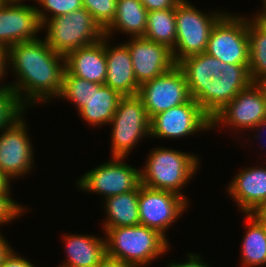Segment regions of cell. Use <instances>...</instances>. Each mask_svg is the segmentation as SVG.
<instances>
[{
    "label": "cell",
    "mask_w": 266,
    "mask_h": 267,
    "mask_svg": "<svg viewBox=\"0 0 266 267\" xmlns=\"http://www.w3.org/2000/svg\"><path fill=\"white\" fill-rule=\"evenodd\" d=\"M7 62L17 74L15 84L12 82L8 86L24 107L59 96L65 56L53 51L44 39L19 42L9 47Z\"/></svg>",
    "instance_id": "obj_1"
},
{
    "label": "cell",
    "mask_w": 266,
    "mask_h": 267,
    "mask_svg": "<svg viewBox=\"0 0 266 267\" xmlns=\"http://www.w3.org/2000/svg\"><path fill=\"white\" fill-rule=\"evenodd\" d=\"M105 236L106 254L131 267L147 266L170 247L157 230L141 224L109 228Z\"/></svg>",
    "instance_id": "obj_2"
},
{
    "label": "cell",
    "mask_w": 266,
    "mask_h": 267,
    "mask_svg": "<svg viewBox=\"0 0 266 267\" xmlns=\"http://www.w3.org/2000/svg\"><path fill=\"white\" fill-rule=\"evenodd\" d=\"M199 158L195 154L174 149L154 148L140 170L141 185L167 190L184 197L182 189L198 171Z\"/></svg>",
    "instance_id": "obj_3"
},
{
    "label": "cell",
    "mask_w": 266,
    "mask_h": 267,
    "mask_svg": "<svg viewBox=\"0 0 266 267\" xmlns=\"http://www.w3.org/2000/svg\"><path fill=\"white\" fill-rule=\"evenodd\" d=\"M43 27L47 31L44 40L48 46L63 56L104 37V30L84 7L70 14L48 19L42 24Z\"/></svg>",
    "instance_id": "obj_4"
},
{
    "label": "cell",
    "mask_w": 266,
    "mask_h": 267,
    "mask_svg": "<svg viewBox=\"0 0 266 267\" xmlns=\"http://www.w3.org/2000/svg\"><path fill=\"white\" fill-rule=\"evenodd\" d=\"M225 13H204L187 0H182L175 8L176 43L172 50L174 62L206 52L212 28Z\"/></svg>",
    "instance_id": "obj_5"
},
{
    "label": "cell",
    "mask_w": 266,
    "mask_h": 267,
    "mask_svg": "<svg viewBox=\"0 0 266 267\" xmlns=\"http://www.w3.org/2000/svg\"><path fill=\"white\" fill-rule=\"evenodd\" d=\"M109 124L113 125L112 157H128L138 140L150 137V118L138 95L123 96Z\"/></svg>",
    "instance_id": "obj_6"
},
{
    "label": "cell",
    "mask_w": 266,
    "mask_h": 267,
    "mask_svg": "<svg viewBox=\"0 0 266 267\" xmlns=\"http://www.w3.org/2000/svg\"><path fill=\"white\" fill-rule=\"evenodd\" d=\"M206 53L228 64H249L247 19L226 12L212 28Z\"/></svg>",
    "instance_id": "obj_7"
},
{
    "label": "cell",
    "mask_w": 266,
    "mask_h": 267,
    "mask_svg": "<svg viewBox=\"0 0 266 267\" xmlns=\"http://www.w3.org/2000/svg\"><path fill=\"white\" fill-rule=\"evenodd\" d=\"M91 171L83 174L77 187L83 191L103 194L106 198L135 190L141 184L140 168L129 166L125 157H111ZM123 160V161H122Z\"/></svg>",
    "instance_id": "obj_8"
},
{
    "label": "cell",
    "mask_w": 266,
    "mask_h": 267,
    "mask_svg": "<svg viewBox=\"0 0 266 267\" xmlns=\"http://www.w3.org/2000/svg\"><path fill=\"white\" fill-rule=\"evenodd\" d=\"M263 119H266V85L252 82L211 119V127L222 123L239 132L254 128Z\"/></svg>",
    "instance_id": "obj_9"
},
{
    "label": "cell",
    "mask_w": 266,
    "mask_h": 267,
    "mask_svg": "<svg viewBox=\"0 0 266 267\" xmlns=\"http://www.w3.org/2000/svg\"><path fill=\"white\" fill-rule=\"evenodd\" d=\"M188 199L167 190L139 185L140 224L157 230L166 238V230L175 223L188 206Z\"/></svg>",
    "instance_id": "obj_10"
},
{
    "label": "cell",
    "mask_w": 266,
    "mask_h": 267,
    "mask_svg": "<svg viewBox=\"0 0 266 267\" xmlns=\"http://www.w3.org/2000/svg\"><path fill=\"white\" fill-rule=\"evenodd\" d=\"M138 96L150 119L191 99L185 75L177 64L159 77L142 84Z\"/></svg>",
    "instance_id": "obj_11"
},
{
    "label": "cell",
    "mask_w": 266,
    "mask_h": 267,
    "mask_svg": "<svg viewBox=\"0 0 266 267\" xmlns=\"http://www.w3.org/2000/svg\"><path fill=\"white\" fill-rule=\"evenodd\" d=\"M210 128L211 119L193 98L150 119V137L153 138H183Z\"/></svg>",
    "instance_id": "obj_12"
},
{
    "label": "cell",
    "mask_w": 266,
    "mask_h": 267,
    "mask_svg": "<svg viewBox=\"0 0 266 267\" xmlns=\"http://www.w3.org/2000/svg\"><path fill=\"white\" fill-rule=\"evenodd\" d=\"M23 117L18 118L0 135V171L10 181L27 174L32 169L33 145L27 132Z\"/></svg>",
    "instance_id": "obj_13"
},
{
    "label": "cell",
    "mask_w": 266,
    "mask_h": 267,
    "mask_svg": "<svg viewBox=\"0 0 266 267\" xmlns=\"http://www.w3.org/2000/svg\"><path fill=\"white\" fill-rule=\"evenodd\" d=\"M41 29L36 6L0 3V47L8 49L19 42L35 40Z\"/></svg>",
    "instance_id": "obj_14"
},
{
    "label": "cell",
    "mask_w": 266,
    "mask_h": 267,
    "mask_svg": "<svg viewBox=\"0 0 266 267\" xmlns=\"http://www.w3.org/2000/svg\"><path fill=\"white\" fill-rule=\"evenodd\" d=\"M125 44L130 51L134 75L139 86L159 77L176 65L172 50L166 45L144 37H132Z\"/></svg>",
    "instance_id": "obj_15"
},
{
    "label": "cell",
    "mask_w": 266,
    "mask_h": 267,
    "mask_svg": "<svg viewBox=\"0 0 266 267\" xmlns=\"http://www.w3.org/2000/svg\"><path fill=\"white\" fill-rule=\"evenodd\" d=\"M228 194L244 214H253L266 200V168L246 167L228 184Z\"/></svg>",
    "instance_id": "obj_16"
},
{
    "label": "cell",
    "mask_w": 266,
    "mask_h": 267,
    "mask_svg": "<svg viewBox=\"0 0 266 267\" xmlns=\"http://www.w3.org/2000/svg\"><path fill=\"white\" fill-rule=\"evenodd\" d=\"M65 70L78 78L104 85L107 73L105 36L96 43L69 52L65 56Z\"/></svg>",
    "instance_id": "obj_17"
},
{
    "label": "cell",
    "mask_w": 266,
    "mask_h": 267,
    "mask_svg": "<svg viewBox=\"0 0 266 267\" xmlns=\"http://www.w3.org/2000/svg\"><path fill=\"white\" fill-rule=\"evenodd\" d=\"M107 39L109 38L105 36L107 73L104 85L118 91L122 96L138 95L140 86L134 75L127 45L120 43L118 46L109 47Z\"/></svg>",
    "instance_id": "obj_18"
},
{
    "label": "cell",
    "mask_w": 266,
    "mask_h": 267,
    "mask_svg": "<svg viewBox=\"0 0 266 267\" xmlns=\"http://www.w3.org/2000/svg\"><path fill=\"white\" fill-rule=\"evenodd\" d=\"M177 65L183 71L190 96L194 99L211 79L220 77L222 61L204 52L187 56Z\"/></svg>",
    "instance_id": "obj_19"
},
{
    "label": "cell",
    "mask_w": 266,
    "mask_h": 267,
    "mask_svg": "<svg viewBox=\"0 0 266 267\" xmlns=\"http://www.w3.org/2000/svg\"><path fill=\"white\" fill-rule=\"evenodd\" d=\"M67 262L60 267H96L106 255L105 238L87 235H64Z\"/></svg>",
    "instance_id": "obj_20"
},
{
    "label": "cell",
    "mask_w": 266,
    "mask_h": 267,
    "mask_svg": "<svg viewBox=\"0 0 266 267\" xmlns=\"http://www.w3.org/2000/svg\"><path fill=\"white\" fill-rule=\"evenodd\" d=\"M122 97L106 85L91 82V96L79 114L90 125H106L111 122Z\"/></svg>",
    "instance_id": "obj_21"
},
{
    "label": "cell",
    "mask_w": 266,
    "mask_h": 267,
    "mask_svg": "<svg viewBox=\"0 0 266 267\" xmlns=\"http://www.w3.org/2000/svg\"><path fill=\"white\" fill-rule=\"evenodd\" d=\"M148 11L140 0H117L115 18L104 30V36L110 37L111 32L120 30L132 37H143L147 25Z\"/></svg>",
    "instance_id": "obj_22"
},
{
    "label": "cell",
    "mask_w": 266,
    "mask_h": 267,
    "mask_svg": "<svg viewBox=\"0 0 266 267\" xmlns=\"http://www.w3.org/2000/svg\"><path fill=\"white\" fill-rule=\"evenodd\" d=\"M139 186L130 192L111 196L104 200L107 218L103 225L105 232L109 228L135 226L140 224Z\"/></svg>",
    "instance_id": "obj_23"
},
{
    "label": "cell",
    "mask_w": 266,
    "mask_h": 267,
    "mask_svg": "<svg viewBox=\"0 0 266 267\" xmlns=\"http://www.w3.org/2000/svg\"><path fill=\"white\" fill-rule=\"evenodd\" d=\"M250 84H226L222 79L213 78L207 86L194 98L204 113L212 119L243 89Z\"/></svg>",
    "instance_id": "obj_24"
},
{
    "label": "cell",
    "mask_w": 266,
    "mask_h": 267,
    "mask_svg": "<svg viewBox=\"0 0 266 267\" xmlns=\"http://www.w3.org/2000/svg\"><path fill=\"white\" fill-rule=\"evenodd\" d=\"M248 222L242 241L241 262L245 267L266 265V223L254 214H245Z\"/></svg>",
    "instance_id": "obj_25"
},
{
    "label": "cell",
    "mask_w": 266,
    "mask_h": 267,
    "mask_svg": "<svg viewBox=\"0 0 266 267\" xmlns=\"http://www.w3.org/2000/svg\"><path fill=\"white\" fill-rule=\"evenodd\" d=\"M247 18L249 73L252 82H266V23Z\"/></svg>",
    "instance_id": "obj_26"
},
{
    "label": "cell",
    "mask_w": 266,
    "mask_h": 267,
    "mask_svg": "<svg viewBox=\"0 0 266 267\" xmlns=\"http://www.w3.org/2000/svg\"><path fill=\"white\" fill-rule=\"evenodd\" d=\"M143 37L173 50L176 43L175 8L149 11Z\"/></svg>",
    "instance_id": "obj_27"
},
{
    "label": "cell",
    "mask_w": 266,
    "mask_h": 267,
    "mask_svg": "<svg viewBox=\"0 0 266 267\" xmlns=\"http://www.w3.org/2000/svg\"><path fill=\"white\" fill-rule=\"evenodd\" d=\"M91 96V82L63 72L62 88L57 98H66L73 102L78 112L86 105Z\"/></svg>",
    "instance_id": "obj_28"
},
{
    "label": "cell",
    "mask_w": 266,
    "mask_h": 267,
    "mask_svg": "<svg viewBox=\"0 0 266 267\" xmlns=\"http://www.w3.org/2000/svg\"><path fill=\"white\" fill-rule=\"evenodd\" d=\"M25 107L20 103L15 92L8 86L0 89V131L10 127L20 118Z\"/></svg>",
    "instance_id": "obj_29"
},
{
    "label": "cell",
    "mask_w": 266,
    "mask_h": 267,
    "mask_svg": "<svg viewBox=\"0 0 266 267\" xmlns=\"http://www.w3.org/2000/svg\"><path fill=\"white\" fill-rule=\"evenodd\" d=\"M36 2L39 6H41L39 8L36 7V12L41 25L48 19H52L63 14H70L83 8L82 0H36ZM47 11L48 15L45 13ZM49 12H51V15Z\"/></svg>",
    "instance_id": "obj_30"
},
{
    "label": "cell",
    "mask_w": 266,
    "mask_h": 267,
    "mask_svg": "<svg viewBox=\"0 0 266 267\" xmlns=\"http://www.w3.org/2000/svg\"><path fill=\"white\" fill-rule=\"evenodd\" d=\"M117 0H82L83 7L105 30L115 18Z\"/></svg>",
    "instance_id": "obj_31"
},
{
    "label": "cell",
    "mask_w": 266,
    "mask_h": 267,
    "mask_svg": "<svg viewBox=\"0 0 266 267\" xmlns=\"http://www.w3.org/2000/svg\"><path fill=\"white\" fill-rule=\"evenodd\" d=\"M249 64H228L222 62L220 78L226 84H251Z\"/></svg>",
    "instance_id": "obj_32"
},
{
    "label": "cell",
    "mask_w": 266,
    "mask_h": 267,
    "mask_svg": "<svg viewBox=\"0 0 266 267\" xmlns=\"http://www.w3.org/2000/svg\"><path fill=\"white\" fill-rule=\"evenodd\" d=\"M10 195V193H0V226L19 217L25 210V207L10 198Z\"/></svg>",
    "instance_id": "obj_33"
},
{
    "label": "cell",
    "mask_w": 266,
    "mask_h": 267,
    "mask_svg": "<svg viewBox=\"0 0 266 267\" xmlns=\"http://www.w3.org/2000/svg\"><path fill=\"white\" fill-rule=\"evenodd\" d=\"M142 5L149 11H159L170 8H176V6L182 0H140Z\"/></svg>",
    "instance_id": "obj_34"
},
{
    "label": "cell",
    "mask_w": 266,
    "mask_h": 267,
    "mask_svg": "<svg viewBox=\"0 0 266 267\" xmlns=\"http://www.w3.org/2000/svg\"><path fill=\"white\" fill-rule=\"evenodd\" d=\"M1 267H36L29 260L18 256L12 249L11 252L5 257Z\"/></svg>",
    "instance_id": "obj_35"
},
{
    "label": "cell",
    "mask_w": 266,
    "mask_h": 267,
    "mask_svg": "<svg viewBox=\"0 0 266 267\" xmlns=\"http://www.w3.org/2000/svg\"><path fill=\"white\" fill-rule=\"evenodd\" d=\"M188 255V260L186 262H181V263H169V266L166 267H210L206 263H204L201 260L200 255L194 254V253H189Z\"/></svg>",
    "instance_id": "obj_36"
},
{
    "label": "cell",
    "mask_w": 266,
    "mask_h": 267,
    "mask_svg": "<svg viewBox=\"0 0 266 267\" xmlns=\"http://www.w3.org/2000/svg\"><path fill=\"white\" fill-rule=\"evenodd\" d=\"M96 267H131L123 261L108 256L107 254L100 260Z\"/></svg>",
    "instance_id": "obj_37"
},
{
    "label": "cell",
    "mask_w": 266,
    "mask_h": 267,
    "mask_svg": "<svg viewBox=\"0 0 266 267\" xmlns=\"http://www.w3.org/2000/svg\"><path fill=\"white\" fill-rule=\"evenodd\" d=\"M6 67H8L7 49L0 47V81L6 75V71H8ZM6 87H8V84L1 86L0 89Z\"/></svg>",
    "instance_id": "obj_38"
},
{
    "label": "cell",
    "mask_w": 266,
    "mask_h": 267,
    "mask_svg": "<svg viewBox=\"0 0 266 267\" xmlns=\"http://www.w3.org/2000/svg\"><path fill=\"white\" fill-rule=\"evenodd\" d=\"M11 246L8 241L0 234V267L3 264L5 257L11 252Z\"/></svg>",
    "instance_id": "obj_39"
},
{
    "label": "cell",
    "mask_w": 266,
    "mask_h": 267,
    "mask_svg": "<svg viewBox=\"0 0 266 267\" xmlns=\"http://www.w3.org/2000/svg\"><path fill=\"white\" fill-rule=\"evenodd\" d=\"M10 179L0 171V193H11Z\"/></svg>",
    "instance_id": "obj_40"
},
{
    "label": "cell",
    "mask_w": 266,
    "mask_h": 267,
    "mask_svg": "<svg viewBox=\"0 0 266 267\" xmlns=\"http://www.w3.org/2000/svg\"><path fill=\"white\" fill-rule=\"evenodd\" d=\"M260 221L266 223V200L261 206L253 213Z\"/></svg>",
    "instance_id": "obj_41"
},
{
    "label": "cell",
    "mask_w": 266,
    "mask_h": 267,
    "mask_svg": "<svg viewBox=\"0 0 266 267\" xmlns=\"http://www.w3.org/2000/svg\"><path fill=\"white\" fill-rule=\"evenodd\" d=\"M255 18L259 21L266 22V0H263V9L260 13L255 14Z\"/></svg>",
    "instance_id": "obj_42"
},
{
    "label": "cell",
    "mask_w": 266,
    "mask_h": 267,
    "mask_svg": "<svg viewBox=\"0 0 266 267\" xmlns=\"http://www.w3.org/2000/svg\"><path fill=\"white\" fill-rule=\"evenodd\" d=\"M266 127V119L260 121L253 129L258 131V128H265ZM264 130V129H263ZM261 136V135H260Z\"/></svg>",
    "instance_id": "obj_43"
},
{
    "label": "cell",
    "mask_w": 266,
    "mask_h": 267,
    "mask_svg": "<svg viewBox=\"0 0 266 267\" xmlns=\"http://www.w3.org/2000/svg\"><path fill=\"white\" fill-rule=\"evenodd\" d=\"M2 1H5V2H19V3H23L22 1L24 0H2ZM36 1V0H35Z\"/></svg>",
    "instance_id": "obj_44"
}]
</instances>
